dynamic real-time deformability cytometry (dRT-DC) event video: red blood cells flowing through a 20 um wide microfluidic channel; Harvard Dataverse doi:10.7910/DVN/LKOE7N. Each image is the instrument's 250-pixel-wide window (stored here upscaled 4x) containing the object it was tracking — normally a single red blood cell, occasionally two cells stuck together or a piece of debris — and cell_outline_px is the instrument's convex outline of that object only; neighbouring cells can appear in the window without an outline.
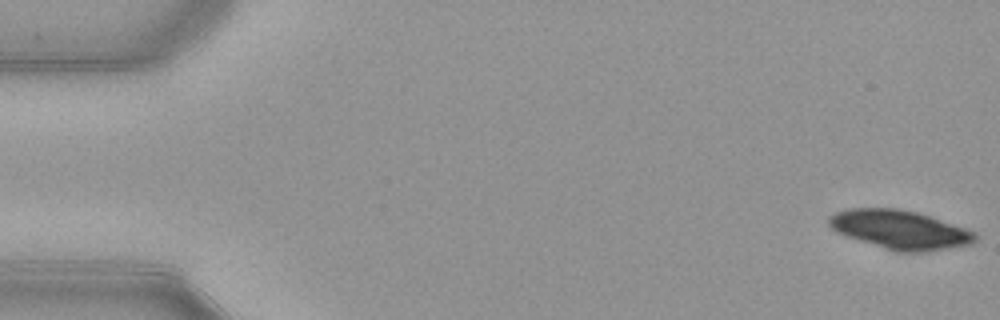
{"species": "common noctule bat (a hibernating species)", "species_latin": "Nyctalus noctula", "temperature_condition": "warm", "stored_images_in_passage": 52, "camera_frame_rate_fps": 3000, "um_per_image_px": 0.085, "animal": {"sex": "female", "body_mass_g": 21.9}, "frame": {"image": 1, "passage_image": 1, "time_ms": 0.0, "image_size_px": [1000, 320], "cell_outline_px": [[976, 240], [972, 244], [928, 252], [896, 252], [836, 232], [828, 224], [828, 216], [836, 212], [848, 208], [896, 208], [916, 212], [976, 232]], "centroid_in_image_um": [76.48, 19.52], "position_along_channel_um": 8.5, "area_um2": 32.89}}